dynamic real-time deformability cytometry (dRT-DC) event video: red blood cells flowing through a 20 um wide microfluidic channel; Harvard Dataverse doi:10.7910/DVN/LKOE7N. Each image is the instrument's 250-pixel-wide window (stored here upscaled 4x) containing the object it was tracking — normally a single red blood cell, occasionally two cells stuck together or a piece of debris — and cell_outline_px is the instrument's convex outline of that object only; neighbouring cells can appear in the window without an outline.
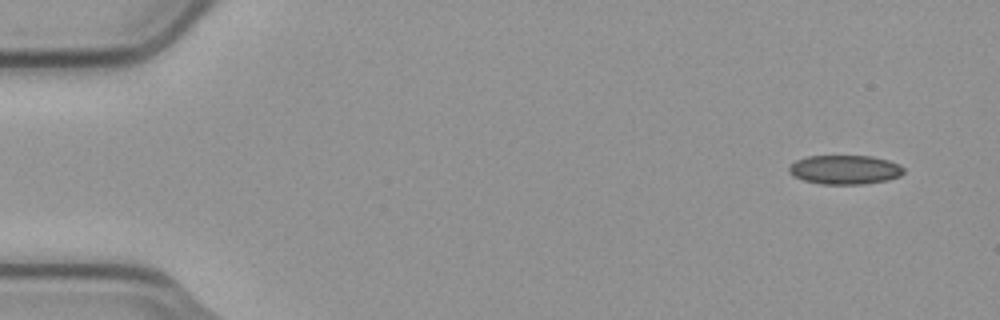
{"species": "common noctule bat (a hibernating species)", "species_latin": "Nyctalus noctula", "temperature_condition": "cold", "stored_images_in_passage": 5, "segment_of_instrument_passage": [1, 2], "camera_frame_rate_fps": 3000, "um_per_image_px": 0.085, "animal": {"sex": "male", "body_mass_g": 23.1, "forearm_length_mm": 52.7}, "frame": {"image": 1, "passage_image": 1, "time_ms": 0.0, "image_size_px": [1000, 320], "cell_outline_px": [[904, 172], [900, 176], [888, 180], [860, 184], [824, 184], [804, 180], [792, 176], [788, 172], [788, 168], [796, 160], [808, 156], [872, 156], [888, 160], [900, 164], [904, 168]], "centroid_in_image_um": [71.82, 14.42], "position_along_channel_um": 13.2, "area_um2": 19.48}}
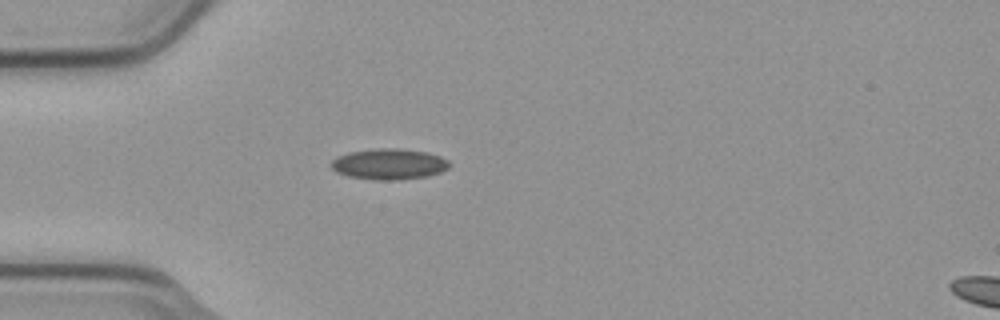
{"frame": {"image": 2, "passage_image": 4, "time_ms": 1.0, "image_size_px": [1000, 320], "cell_outline_px": [[448, 168], [440, 172], [428, 176], [396, 180], [376, 180], [348, 176], [336, 172], [328, 164], [336, 156], [348, 152], [380, 148], [400, 148], [424, 152], [440, 156], [448, 160]], "centroid_in_image_um": [33.02, 13.95], "position_along_channel_um": 52.0, "area_um2": 21.27}}